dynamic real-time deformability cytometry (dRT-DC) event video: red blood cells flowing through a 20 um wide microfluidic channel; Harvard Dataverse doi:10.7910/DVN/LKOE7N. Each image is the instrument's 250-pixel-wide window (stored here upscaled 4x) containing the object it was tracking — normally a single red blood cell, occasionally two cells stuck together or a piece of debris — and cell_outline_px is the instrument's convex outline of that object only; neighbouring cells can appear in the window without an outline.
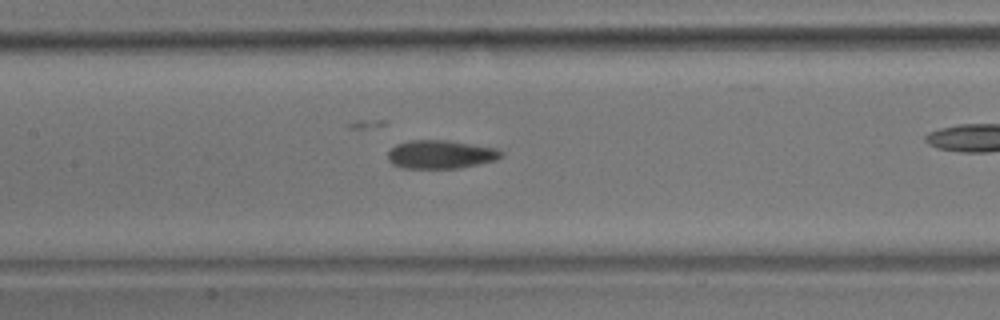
{"species": "common noctule bat (a hibernating species)", "species_latin": "Nyctalus noctula", "temperature_condition": "room temperature", "stored_images_in_passage": 37, "camera_frame_rate_fps": 3000, "um_per_image_px": 0.085, "animal": {"sex": "male", "body_mass_g": 17.9}, "frame": {"image": 1, "passage_image": 26, "time_ms": 8.333, "image_size_px": [1000, 320], "cell_outline_px": [[504, 156], [496, 160], [460, 168], [404, 168], [392, 164], [388, 160], [388, 152], [396, 144], [408, 140], [448, 140], [496, 148], [504, 152]], "centroid_in_image_um": [37.47, 13.12], "position_along_channel_um": 169.9, "area_um2": 18.9}}